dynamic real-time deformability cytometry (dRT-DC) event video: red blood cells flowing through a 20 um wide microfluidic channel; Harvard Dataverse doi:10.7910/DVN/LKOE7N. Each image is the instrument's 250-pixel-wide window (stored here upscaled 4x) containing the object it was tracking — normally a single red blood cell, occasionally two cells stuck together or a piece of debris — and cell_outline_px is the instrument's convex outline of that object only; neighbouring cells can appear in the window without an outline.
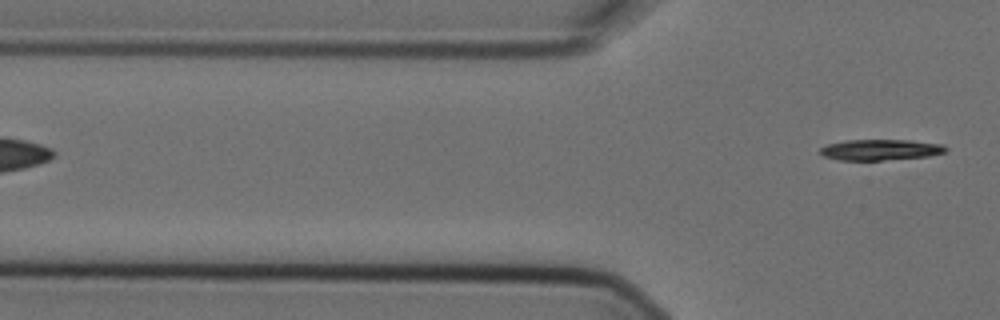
{"species": "Egyptian fruit bat (a non-hibernating species)", "species_latin": "Rousettus aegyptiacus", "temperature_condition": "cold", "stored_images_in_passage": 3, "camera_frame_rate_fps": 3000, "um_per_image_px": 0.085, "animal": {"sex": "female"}, "frame": {"image": 1, "passage_image": 3, "time_ms": 0.667, "image_size_px": [1000, 320], "cell_outline_px": [[948, 148], [944, 152], [928, 156], [880, 160], [840, 160], [824, 156], [820, 152], [820, 148], [828, 144], [848, 140], [912, 140], [944, 144]], "centroid_in_image_um": [74.86, 12.72], "position_along_channel_um": 50.9, "area_um2": 15.14}}